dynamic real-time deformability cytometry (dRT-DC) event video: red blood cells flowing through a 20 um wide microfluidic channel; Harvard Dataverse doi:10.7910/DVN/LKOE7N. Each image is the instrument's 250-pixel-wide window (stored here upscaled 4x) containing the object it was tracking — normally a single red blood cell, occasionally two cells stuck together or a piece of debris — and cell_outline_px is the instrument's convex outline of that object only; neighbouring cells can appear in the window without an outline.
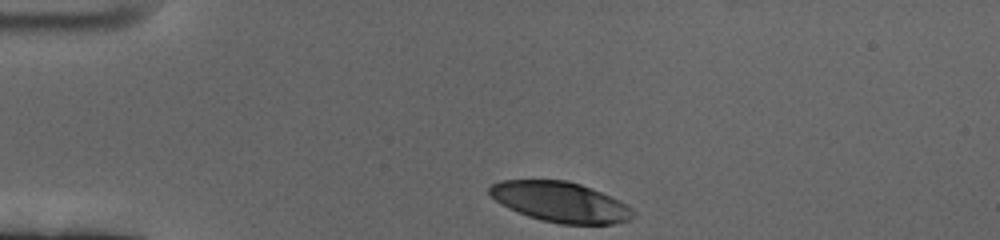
{"species": "human", "species_latin": "Homo sapiens", "temperature_condition": "cold", "stored_images_in_passage": 37, "camera_frame_rate_fps": 3000, "um_per_image_px": 0.085, "donor": {"sex": "female"}, "frame": {"image": 1, "passage_image": 1, "time_ms": 0.0, "image_size_px": [1000, 240], "cell_outline_px": [[632, 216], [628, 220], [612, 224], [560, 224], [528, 216], [508, 208], [500, 204], [488, 192], [488, 188], [492, 184], [500, 180], [564, 180], [580, 184], [620, 200], [632, 212]], "centroid_in_image_um": [47.57, 17.16], "position_along_channel_um": 37.4, "area_um2": 33.18}}
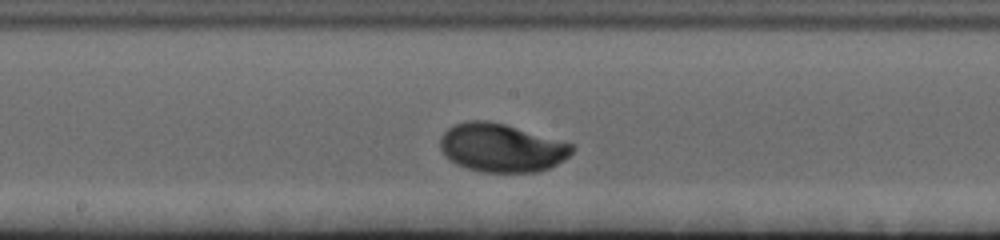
{"frame": {"image": 2, "passage_image": 20, "time_ms": 6.333, "image_size_px": [1000, 240], "cell_outline_px": [[576, 148], [564, 160], [548, 168], [536, 172], [484, 172], [468, 168], [456, 164], [444, 156], [440, 148], [440, 136], [448, 128], [456, 124], [468, 120], [488, 120], [504, 124], [572, 144]], "centroid_in_image_um": [42.59, 12.56], "position_along_channel_um": 205.6, "area_um2": 36.99}}
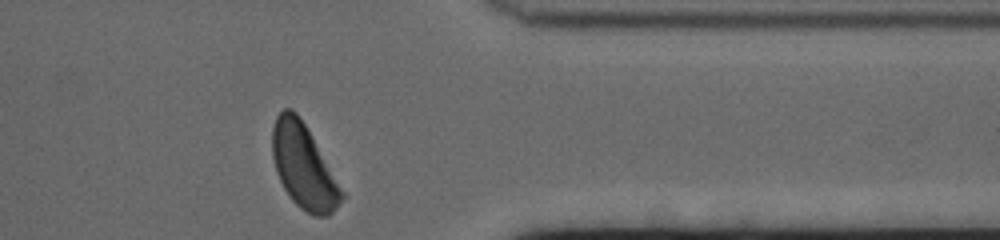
{"frame": {"image": 3, "passage_image": 37, "time_ms": 12.0, "image_size_px": [1000, 240], "cell_outline_px": [[344, 196], [336, 208], [328, 216], [312, 216], [300, 208], [292, 200], [284, 188], [276, 172], [272, 156], [272, 128], [276, 116], [284, 108], [292, 108], [296, 112], [304, 124], [344, 192]], "centroid_in_image_um": [25.78, 14.16], "position_along_channel_um": 385.6, "area_um2": 33.52}, "authors_computed_cell_mechanics": {"area_um2": 35.6048, "velocity_mm_per_s": 3.3448, "shape_relaxation_time_tau1_ms": 2.2856, "shape_relaxation_time_tau2_ms": null, "deformation_change_tau1": 0.1549, "deformation_change_tau2": null}}